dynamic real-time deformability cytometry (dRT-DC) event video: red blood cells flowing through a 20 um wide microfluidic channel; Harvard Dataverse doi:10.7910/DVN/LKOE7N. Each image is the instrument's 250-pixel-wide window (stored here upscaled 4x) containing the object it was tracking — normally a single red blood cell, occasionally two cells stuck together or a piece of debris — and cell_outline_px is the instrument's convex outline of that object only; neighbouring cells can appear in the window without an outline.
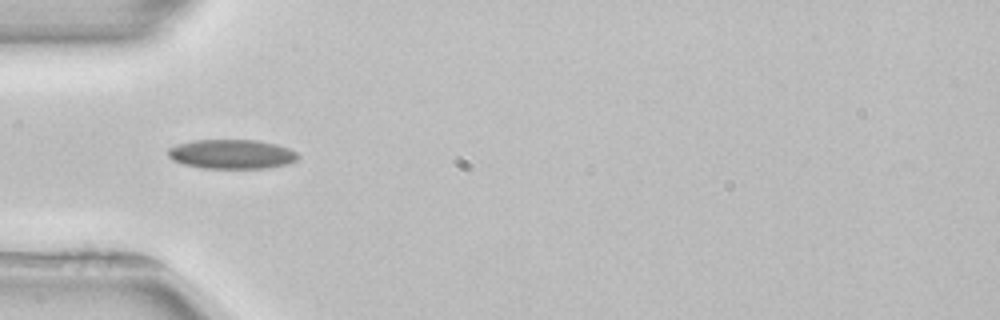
{"species": "common noctule bat (a hibernating species)", "species_latin": "Nyctalus noctula", "temperature_condition": "room temperature", "stored_images_in_passage": 37, "camera_frame_rate_fps": 3000, "um_per_image_px": 0.085, "animal": {"sex": "female", "body_mass_g": 22.7, "forearm_length_mm": 54.2}, "frame": {"image": 1, "passage_image": 1, "time_ms": 0.0, "image_size_px": [1000, 320], "cell_outline_px": [[300, 156], [296, 160], [288, 164], [268, 168], [204, 168], [184, 164], [172, 160], [168, 156], [168, 148], [176, 144], [196, 140], [256, 140], [276, 144], [288, 148], [296, 152]], "centroid_in_image_um": [19.7, 13.1], "position_along_channel_um": 65.3, "area_um2": 22.25}}
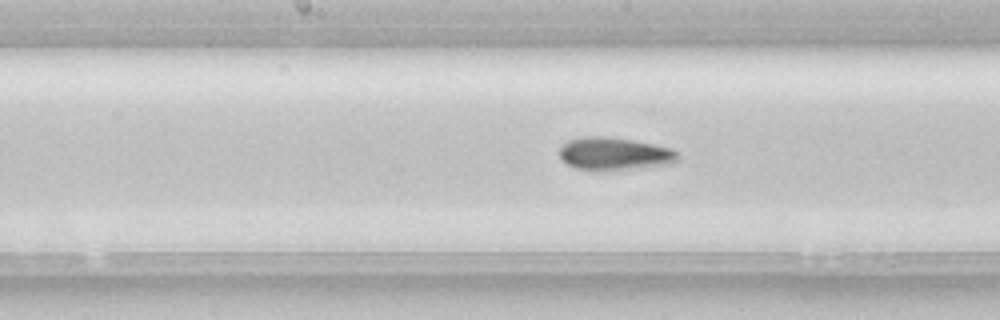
{"frame": {"image": 2, "passage_image": 11, "time_ms": 3.333, "image_size_px": [1000, 320], "cell_outline_px": [[680, 160], [672, 164], [592, 172], [576, 168], [568, 164], [560, 156], [560, 144], [568, 140], [584, 136], [608, 136], [632, 140], [672, 148], [676, 152]], "centroid_in_image_um": [52.2, 13.07], "position_along_channel_um": 196.0, "area_um2": 22.83}}
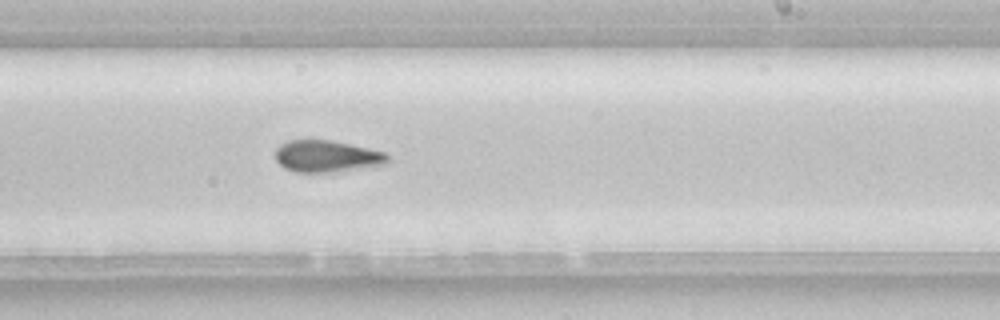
{"frame": {"image": 3, "passage_image": 16, "time_ms": 5.0, "image_size_px": [1000, 320], "cell_outline_px": [[388, 164], [328, 172], [296, 172], [284, 168], [276, 160], [276, 148], [280, 144], [288, 140], [332, 140], [368, 148], [384, 152], [388, 156]], "centroid_in_image_um": [27.75, 13.27], "position_along_channel_um": 261.2, "area_um2": 20.63}}